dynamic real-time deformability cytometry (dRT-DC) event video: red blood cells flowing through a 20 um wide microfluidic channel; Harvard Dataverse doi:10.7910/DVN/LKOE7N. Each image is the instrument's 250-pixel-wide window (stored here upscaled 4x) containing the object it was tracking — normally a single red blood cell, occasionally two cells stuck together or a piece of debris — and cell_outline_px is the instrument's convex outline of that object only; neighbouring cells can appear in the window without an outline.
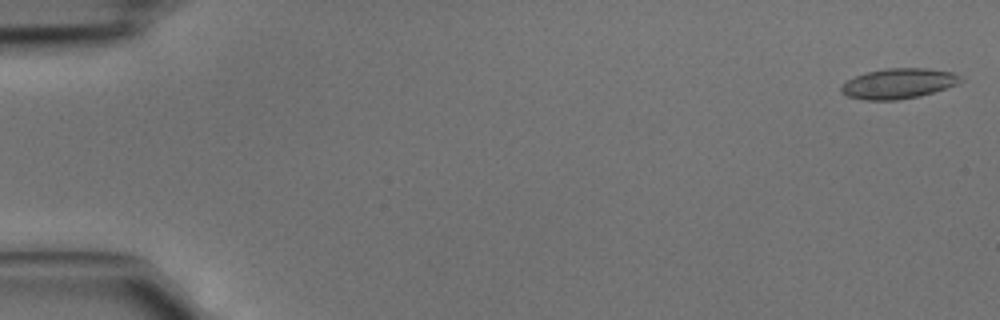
{"species": "common noctule bat (a hibernating species)", "species_latin": "Nyctalus noctula", "temperature_condition": "cold", "stored_images_in_passage": 45, "camera_frame_rate_fps": 3000, "um_per_image_px": 0.085, "animal": {"sex": "male", "body_mass_g": 15.6}, "frame": {"image": 1, "passage_image": 1, "time_ms": 0.0, "image_size_px": [1000, 320], "cell_outline_px": [[964, 80], [956, 84], [920, 96], [896, 100], [864, 100], [848, 96], [840, 92], [840, 88], [848, 80], [856, 76], [868, 72], [884, 68], [928, 68], [952, 72], [960, 76]], "centroid_in_image_um": [76.36, 7.1], "position_along_channel_um": 8.6, "area_um2": 20.87}}
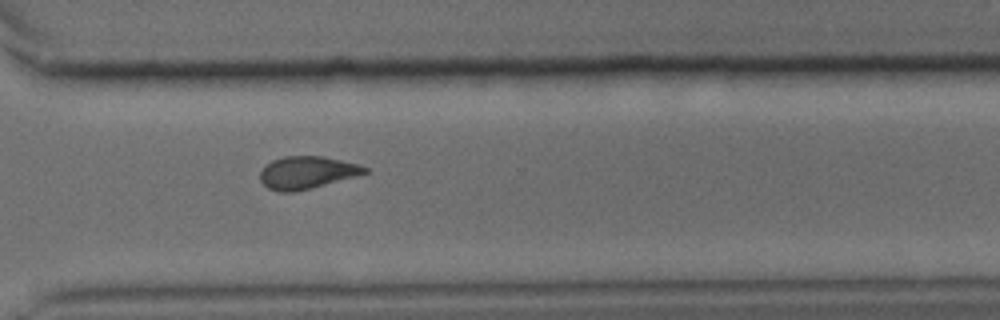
{"frame": {"image": 2, "passage_image": 33, "time_ms": 10.667, "image_size_px": [1000, 320], "cell_outline_px": [[368, 172], [356, 176], [312, 188], [292, 192], [280, 192], [268, 188], [260, 180], [260, 172], [272, 160], [284, 156], [324, 156], [356, 164], [368, 168]], "centroid_in_image_um": [26.08, 14.67], "position_along_channel_um": 344.5, "area_um2": 19.59}}
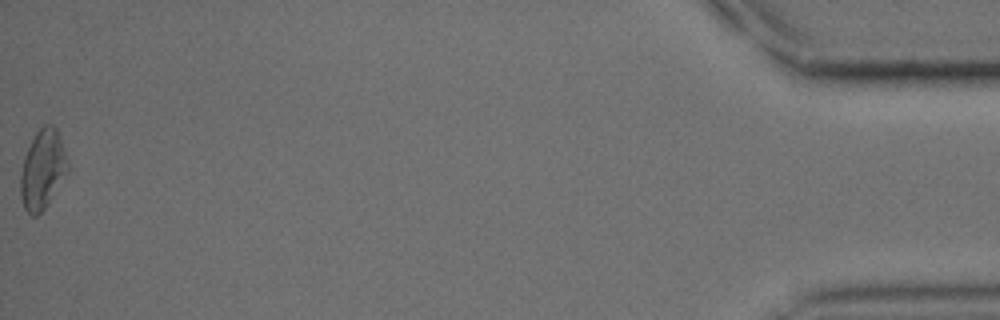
{"frame": {"image": 3, "passage_image": 45, "time_ms": 14.667, "image_size_px": [1000, 320], "cell_outline_px": [[68, 172], [44, 208], [36, 216], [32, 216], [24, 208], [20, 196], [20, 172], [24, 156], [36, 132], [44, 124], [52, 124], [56, 128], [64, 148], [68, 164]], "centroid_in_image_um": [3.6, 14.39], "position_along_channel_um": 431.6, "area_um2": 21.62}}